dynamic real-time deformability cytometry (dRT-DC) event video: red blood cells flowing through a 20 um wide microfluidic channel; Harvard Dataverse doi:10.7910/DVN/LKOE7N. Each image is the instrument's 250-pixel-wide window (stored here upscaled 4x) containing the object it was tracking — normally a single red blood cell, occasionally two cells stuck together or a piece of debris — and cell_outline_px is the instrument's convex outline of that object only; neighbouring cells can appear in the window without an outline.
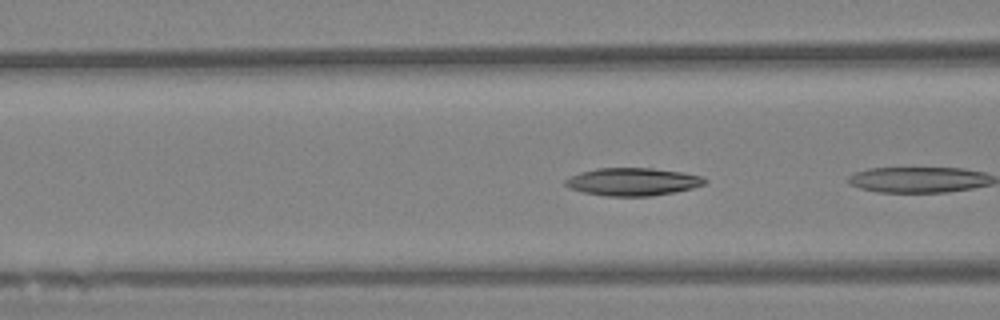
{"species": "Egyptian fruit bat (a non-hibernating species)", "species_latin": "Rousettus aegyptiacus", "temperature_condition": "warm", "stored_images_in_passage": 5, "camera_frame_rate_fps": 3000, "um_per_image_px": 0.085, "animal": {"sex": "female"}, "frame": {"image": 1, "passage_image": 4, "time_ms": 1.0, "image_size_px": [1000, 320], "cell_outline_px": [[708, 180], [704, 184], [692, 188], [652, 196], [604, 196], [584, 192], [568, 188], [564, 184], [564, 180], [568, 176], [580, 172], [596, 168], [652, 168], [684, 172], [704, 176]], "centroid_in_image_um": [53.76, 15.44], "position_along_channel_um": 112.8, "area_um2": 22.77}}